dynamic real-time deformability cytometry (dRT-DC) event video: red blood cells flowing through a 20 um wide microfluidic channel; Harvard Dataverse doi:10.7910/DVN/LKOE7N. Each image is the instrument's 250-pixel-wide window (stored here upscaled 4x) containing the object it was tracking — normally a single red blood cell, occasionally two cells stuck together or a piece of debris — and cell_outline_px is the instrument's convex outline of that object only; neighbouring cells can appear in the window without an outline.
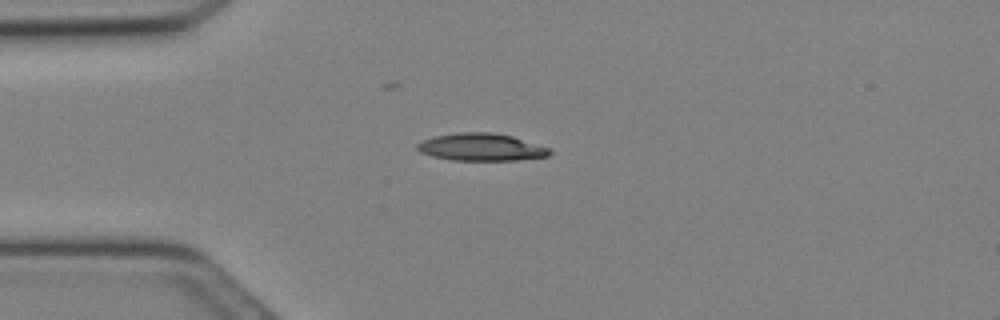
{"species": "Egyptian fruit bat (a non-hibernating species)", "species_latin": "Rousettus aegyptiacus", "temperature_condition": "cold", "stored_images_in_passage": 8, "camera_frame_rate_fps": 3000, "um_per_image_px": 0.085, "animal": {"sex": "female"}, "frame": {"image": 1, "passage_image": 1, "time_ms": 0.0, "image_size_px": [1000, 320], "cell_outline_px": [[552, 152], [548, 156], [516, 160], [452, 160], [432, 156], [420, 152], [416, 148], [416, 144], [420, 140], [436, 136], [456, 132], [492, 132], [512, 136], [552, 148]], "centroid_in_image_um": [40.9, 12.5], "position_along_channel_um": 44.1, "area_um2": 21.33}}
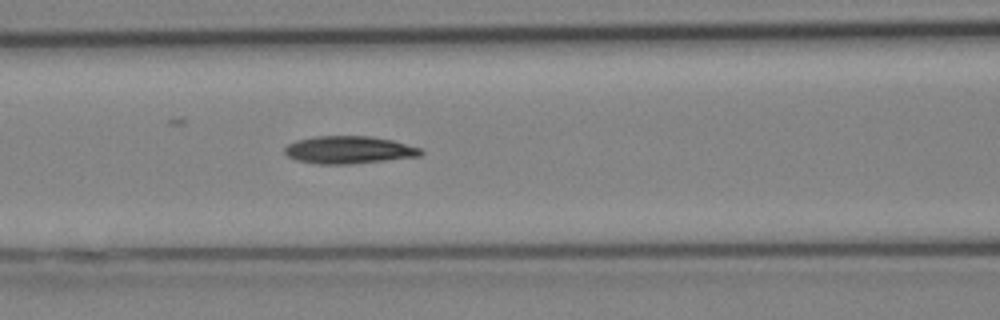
{"frame": {"image": 2, "passage_image": 6, "time_ms": 1.667, "image_size_px": [1000, 320], "cell_outline_px": [[424, 152], [420, 156], [348, 164], [320, 164], [296, 160], [288, 156], [284, 152], [284, 148], [288, 144], [296, 140], [316, 136], [372, 136], [392, 140], [420, 148]], "centroid_in_image_um": [29.63, 12.73], "position_along_channel_um": 137.0, "area_um2": 21.73}}
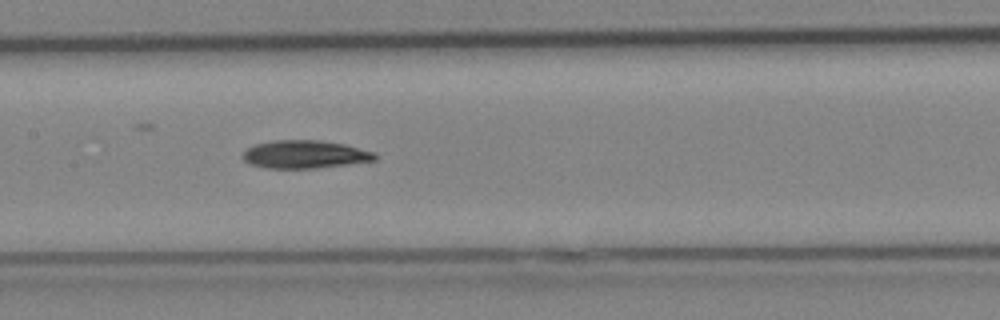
{"frame": {"image": 3, "passage_image": 8, "time_ms": 2.333, "image_size_px": [1000, 320], "cell_outline_px": [[376, 160], [348, 164], [316, 168], [264, 168], [248, 164], [240, 156], [252, 144], [272, 140], [320, 140], [344, 144], [376, 152]], "centroid_in_image_um": [25.87, 13.12], "position_along_channel_um": 181.5, "area_um2": 21.79}}